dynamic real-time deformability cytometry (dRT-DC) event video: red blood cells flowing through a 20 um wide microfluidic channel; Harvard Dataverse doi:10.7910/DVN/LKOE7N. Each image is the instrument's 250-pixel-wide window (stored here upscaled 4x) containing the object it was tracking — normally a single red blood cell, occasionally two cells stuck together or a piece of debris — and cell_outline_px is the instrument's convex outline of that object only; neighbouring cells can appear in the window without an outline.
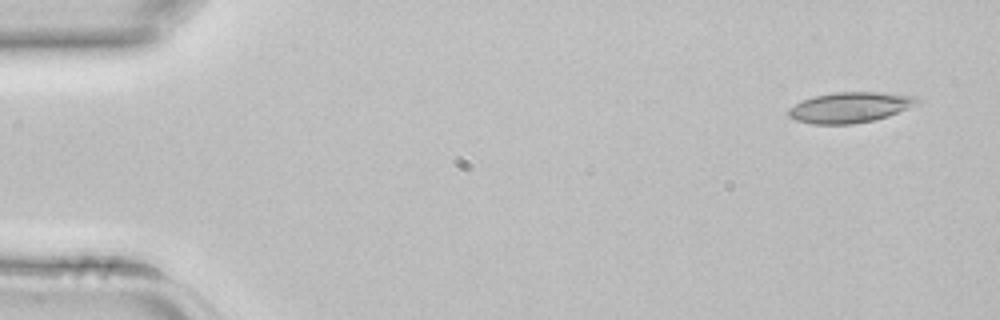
{"species": "common noctule bat (a hibernating species)", "species_latin": "Nyctalus noctula", "temperature_condition": "room temperature", "stored_images_in_passage": 3, "camera_frame_rate_fps": 3000, "um_per_image_px": 0.085, "animal": {"sex": "female", "body_mass_g": 22.7, "forearm_length_mm": 54.2}, "frame": {"image": 1, "passage_image": 1, "time_ms": 0.0, "image_size_px": [1000, 320], "cell_outline_px": [[920, 104], [888, 116], [872, 120], [852, 124], [812, 124], [796, 120], [788, 116], [788, 108], [812, 96], [832, 92], [884, 92], [916, 96], [920, 100]], "centroid_in_image_um": [72.28, 9.12], "position_along_channel_um": 12.7, "area_um2": 23.06}}
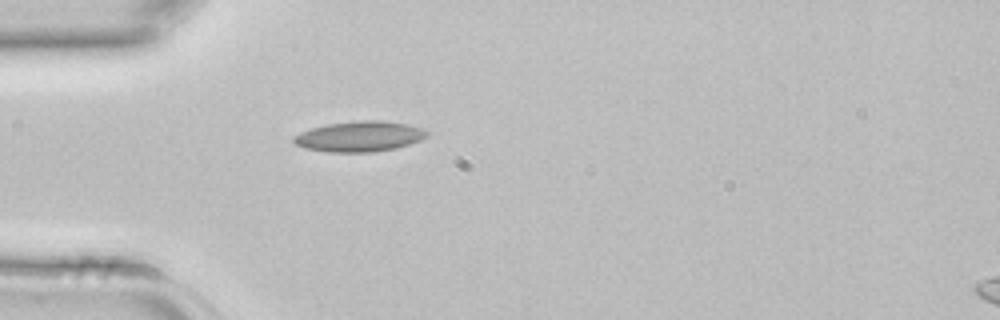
{"frame": {"image": 2, "passage_image": 3, "time_ms": 0.667, "image_size_px": [1000, 320], "cell_outline_px": [[428, 136], [420, 140], [396, 148], [372, 152], [328, 152], [304, 148], [296, 144], [292, 140], [292, 136], [300, 132], [312, 128], [328, 124], [356, 120], [384, 120], [408, 124], [420, 128], [428, 132]], "centroid_in_image_um": [30.54, 11.59], "position_along_channel_um": 54.5, "area_um2": 23.7}}